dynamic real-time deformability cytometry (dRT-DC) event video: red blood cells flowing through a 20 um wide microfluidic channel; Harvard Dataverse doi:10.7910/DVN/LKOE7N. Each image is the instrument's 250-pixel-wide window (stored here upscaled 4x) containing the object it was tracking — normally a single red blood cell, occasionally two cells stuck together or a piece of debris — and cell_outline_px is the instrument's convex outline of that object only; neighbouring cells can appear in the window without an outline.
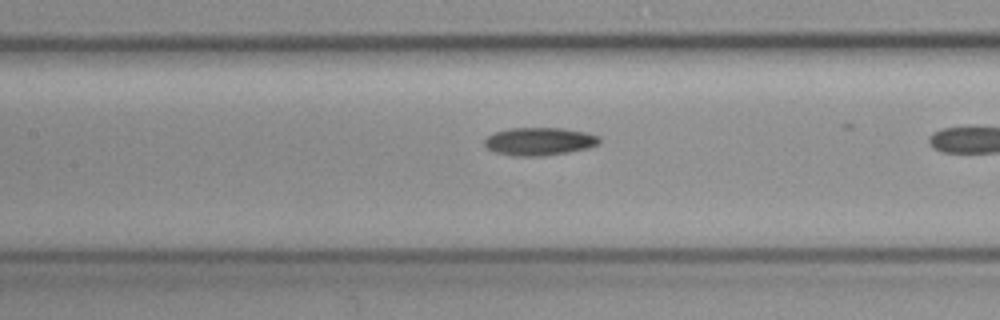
{"species": "common noctule bat (a hibernating species)", "species_latin": "Nyctalus noctula", "temperature_condition": "cold", "stored_images_in_passage": 25, "camera_frame_rate_fps": 3000, "um_per_image_px": 0.085, "animal": {"sex": "female", "body_mass_g": 19.3, "forearm_length_mm": 54.1}, "frame": {"image": 1, "passage_image": 24, "time_ms": 7.667, "image_size_px": [1000, 320], "cell_outline_px": [[600, 140], [596, 144], [588, 148], [568, 152], [544, 156], [512, 156], [492, 152], [484, 144], [484, 140], [488, 136], [496, 132], [512, 128], [564, 128], [584, 132], [600, 136]], "centroid_in_image_um": [45.82, 12.03], "position_along_channel_um": 161.6, "area_um2": 18.67}}